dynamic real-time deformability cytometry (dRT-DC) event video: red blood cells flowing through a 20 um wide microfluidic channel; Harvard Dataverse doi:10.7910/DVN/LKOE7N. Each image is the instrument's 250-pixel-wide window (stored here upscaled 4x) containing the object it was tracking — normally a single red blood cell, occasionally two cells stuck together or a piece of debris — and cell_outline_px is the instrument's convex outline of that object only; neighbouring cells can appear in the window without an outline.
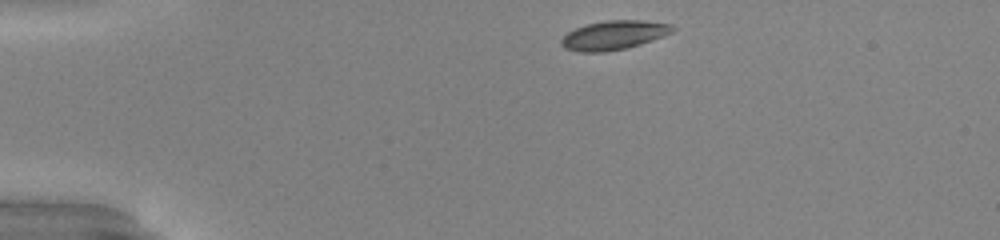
{"species": "common noctule bat (a hibernating species)", "species_latin": "Nyctalus noctula", "temperature_condition": "warm", "stored_images_in_passage": 36, "camera_frame_rate_fps": 3000, "um_per_image_px": 0.085, "animal": {"sex": "male", "body_mass_g": 20.0, "forearm_length_mm": 53.3}, "frame": {"image": 1, "passage_image": 1, "time_ms": 0.0, "image_size_px": [1000, 240], "cell_outline_px": [[676, 28], [672, 32], [664, 36], [640, 44], [624, 48], [604, 52], [580, 52], [564, 48], [560, 44], [560, 40], [568, 32], [576, 28], [588, 24], [608, 20], [640, 20], [672, 24]], "centroid_in_image_um": [52.18, 2.99], "position_along_channel_um": 32.8, "area_um2": 18.73}}
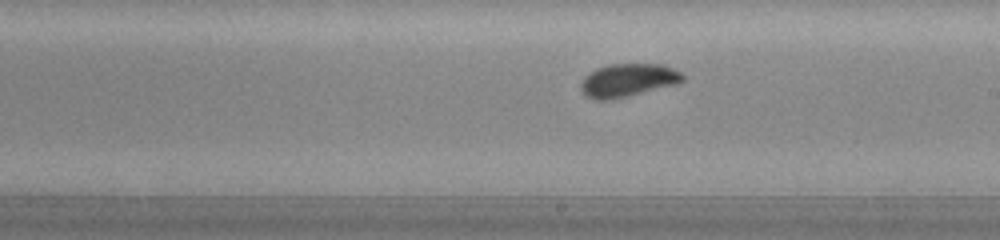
{"frame": {"image": 2, "passage_image": 21, "time_ms": 6.667, "image_size_px": [1000, 240], "cell_outline_px": [[684, 80], [672, 84], [624, 96], [604, 100], [596, 100], [588, 96], [580, 88], [580, 84], [584, 76], [588, 72], [596, 68], [608, 64], [660, 64], [672, 68], [680, 72], [684, 76]], "centroid_in_image_um": [53.31, 6.78], "position_along_channel_um": 235.7, "area_um2": 19.07}}
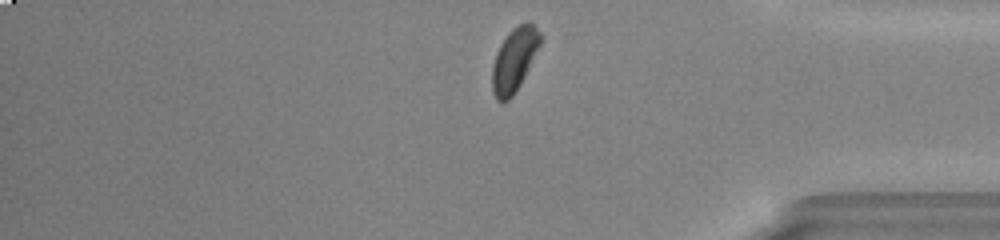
{"frame": {"image": 3, "passage_image": 34, "time_ms": 11.0, "image_size_px": [1000, 240], "cell_outline_px": [[544, 36], [520, 84], [512, 96], [508, 100], [496, 100], [492, 92], [492, 64], [496, 52], [500, 44], [508, 32], [516, 24], [528, 20]], "centroid_in_image_um": [43.7, 5.02], "position_along_channel_um": 391.5, "area_um2": 17.86}, "authors_computed_cell_mechanics": {"area_um2": 18.785, "velocity_mm_per_s": 3.9748, "shape_relaxation_time_tau1_ms": 4.2148, "shape_relaxation_time_tau2_ms": 0.5009, "deformation_change_tau1": 0.1237, "deformation_change_tau2": 0.0508}}